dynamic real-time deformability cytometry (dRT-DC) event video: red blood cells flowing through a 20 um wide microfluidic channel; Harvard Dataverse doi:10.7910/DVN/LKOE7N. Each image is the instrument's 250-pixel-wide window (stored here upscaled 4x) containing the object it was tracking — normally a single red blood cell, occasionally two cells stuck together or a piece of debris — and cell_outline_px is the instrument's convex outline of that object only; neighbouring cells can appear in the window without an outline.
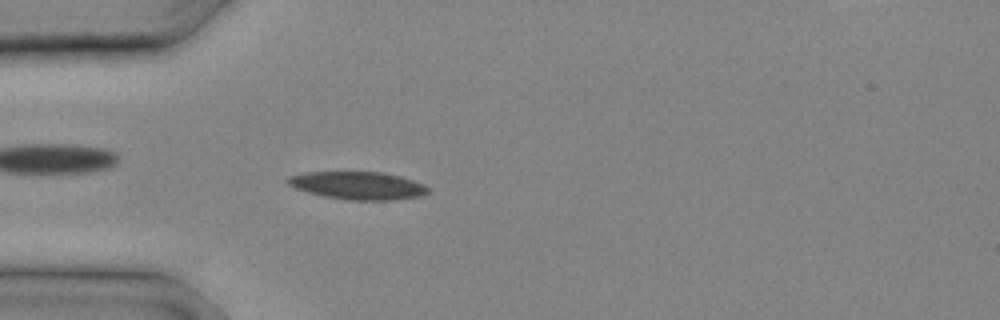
{"species": "common noctule bat (a hibernating species)", "species_latin": "Nyctalus noctula", "temperature_condition": "cold", "stored_images_in_passage": 7, "camera_frame_rate_fps": 3000, "um_per_image_px": 0.085, "animal": {"sex": "male", "body_mass_g": 20.4}, "frame": {"image": 1, "passage_image": 5, "time_ms": 1.333, "image_size_px": [1000, 320], "cell_outline_px": [[432, 188], [428, 192], [420, 196], [392, 200], [348, 200], [324, 196], [308, 192], [296, 188], [288, 184], [284, 180], [288, 176], [304, 172], [384, 172], [400, 176], [424, 184]], "centroid_in_image_um": [30.42, 15.76], "position_along_channel_um": 54.6, "area_um2": 22.83}}